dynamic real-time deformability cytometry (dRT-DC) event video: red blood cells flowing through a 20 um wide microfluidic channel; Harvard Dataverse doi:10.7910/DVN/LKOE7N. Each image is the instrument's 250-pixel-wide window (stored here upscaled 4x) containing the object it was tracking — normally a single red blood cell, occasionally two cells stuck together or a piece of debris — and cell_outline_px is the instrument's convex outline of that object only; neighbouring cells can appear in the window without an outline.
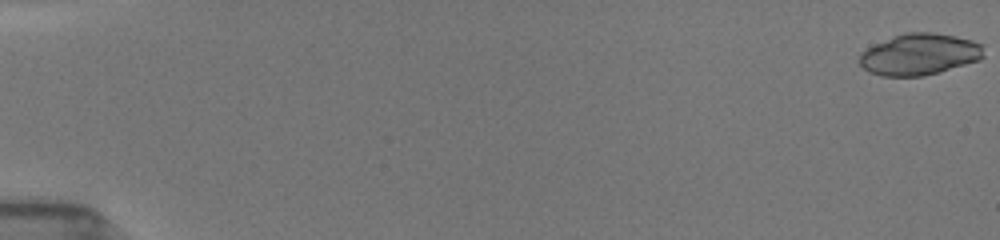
{"species": "common noctule bat (a hibernating species)", "species_latin": "Nyctalus noctula", "temperature_condition": "room temperature", "stored_images_in_passage": 32, "camera_frame_rate_fps": 3000, "um_per_image_px": 0.085, "animal": {"sex": "female", "body_mass_g": 19.5, "forearm_length_mm": 54.1}, "frame": {"image": 1, "passage_image": 1, "time_ms": 0.0, "image_size_px": [1000, 240], "cell_outline_px": [[984, 56], [980, 60], [940, 72], [924, 76], [880, 76], [868, 72], [860, 64], [860, 52], [892, 36], [904, 32], [932, 32], [956, 36], [972, 40], [984, 44]], "centroid_in_image_um": [78.19, 4.62], "position_along_channel_um": 6.8, "area_um2": 30.29}}
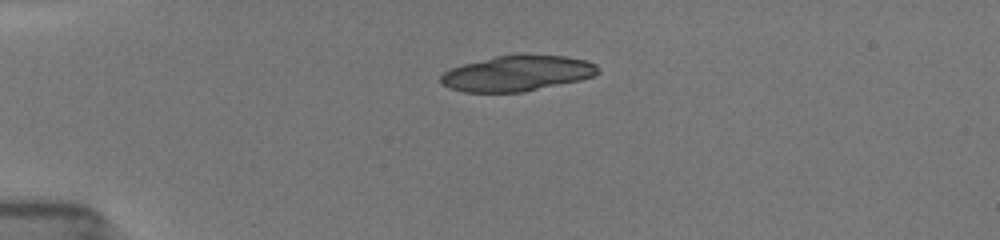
{"frame": {"image": 2, "passage_image": 11, "time_ms": 4.333, "image_size_px": [1000, 240], "cell_outline_px": [[600, 72], [592, 76], [580, 80], [524, 92], [464, 92], [440, 84], [440, 76], [444, 72], [452, 68], [464, 64], [496, 56], [520, 52], [524, 52], [564, 56], [584, 60], [596, 64], [600, 68]], "centroid_in_image_um": [43.99, 6.21], "position_along_channel_um": 41.0, "area_um2": 33.06}}